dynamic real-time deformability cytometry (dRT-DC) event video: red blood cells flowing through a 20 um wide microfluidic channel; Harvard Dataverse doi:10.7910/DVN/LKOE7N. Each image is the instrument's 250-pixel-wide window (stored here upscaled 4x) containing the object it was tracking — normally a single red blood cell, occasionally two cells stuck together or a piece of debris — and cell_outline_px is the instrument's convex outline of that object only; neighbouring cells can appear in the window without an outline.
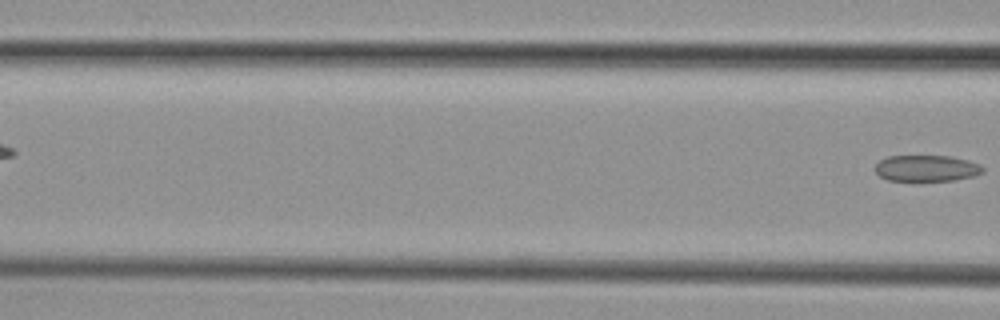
{"species": "common noctule bat (a hibernating species)", "species_latin": "Nyctalus noctula", "temperature_condition": "cold", "stored_images_in_passage": 6, "camera_frame_rate_fps": 3000, "um_per_image_px": 0.085, "animal": {"sex": "female", "body_mass_g": 29.2, "forearm_length_mm": 56.3}, "frame": {"image": 1, "passage_image": 6, "time_ms": 7.667, "image_size_px": [1000, 320], "cell_outline_px": [[984, 172], [972, 176], [956, 180], [920, 184], [912, 184], [888, 180], [880, 176], [872, 168], [880, 160], [888, 156], [952, 156], [968, 160], [980, 164], [984, 168]], "centroid_in_image_um": [78.72, 14.36], "position_along_channel_um": 87.9, "area_um2": 17.57}}